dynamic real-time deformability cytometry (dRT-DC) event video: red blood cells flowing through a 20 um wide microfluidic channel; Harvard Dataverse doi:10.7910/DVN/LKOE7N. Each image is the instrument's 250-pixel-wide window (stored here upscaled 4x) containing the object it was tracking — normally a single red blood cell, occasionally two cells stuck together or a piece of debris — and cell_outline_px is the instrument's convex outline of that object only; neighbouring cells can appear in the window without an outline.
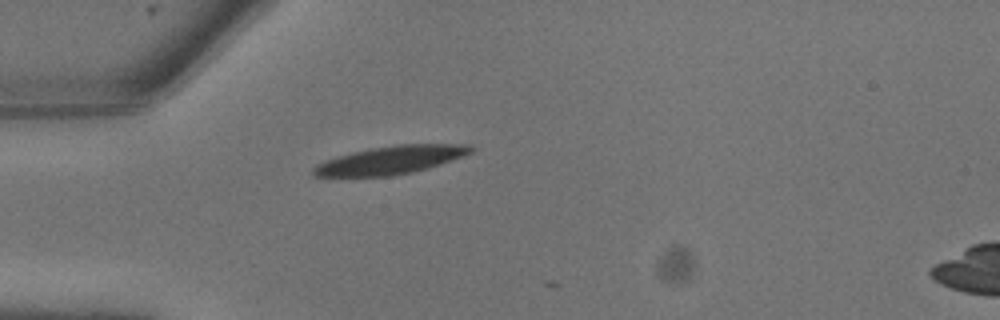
{"species": "common noctule bat (a hibernating species)", "species_latin": "Nyctalus noctula", "temperature_condition": "warm", "stored_images_in_passage": 3, "camera_frame_rate_fps": 3000, "um_per_image_px": 0.085, "animal": {"sex": "male", "body_mass_g": 13.3}, "frame": {"image": 1, "passage_image": 1, "time_ms": 0.0, "image_size_px": [1000, 320], "cell_outline_px": [[476, 148], [472, 152], [464, 156], [428, 168], [388, 176], [312, 176], [312, 168], [316, 164], [324, 160], [336, 156], [352, 152], [372, 148], [400, 144], [472, 144]], "centroid_in_image_um": [33.21, 13.59], "position_along_channel_um": 51.8, "area_um2": 25.72}}